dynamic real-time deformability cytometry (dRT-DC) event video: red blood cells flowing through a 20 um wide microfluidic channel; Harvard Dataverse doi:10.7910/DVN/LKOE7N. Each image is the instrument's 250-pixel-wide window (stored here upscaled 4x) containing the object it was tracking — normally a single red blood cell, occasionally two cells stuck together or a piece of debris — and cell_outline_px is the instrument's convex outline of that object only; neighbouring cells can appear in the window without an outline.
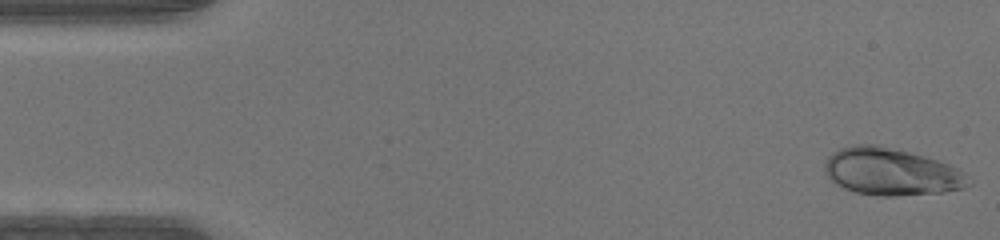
{"species": "human", "species_latin": "Homo sapiens", "temperature_condition": "warm", "stored_images_in_passage": 46, "camera_frame_rate_fps": 3000, "um_per_image_px": 0.085, "donor": {"sex": "male"}, "frame": {"image": 1, "passage_image": 1, "time_ms": 0.0, "image_size_px": [1000, 240], "cell_outline_px": [[972, 184], [964, 188], [944, 192], [896, 196], [876, 196], [856, 192], [844, 188], [836, 184], [824, 172], [824, 164], [828, 156], [832, 152], [840, 148], [852, 144], [876, 144], [924, 156], [948, 164], [964, 172]], "centroid_in_image_um": [75.73, 14.6], "position_along_channel_um": 9.3, "area_um2": 39.65}}
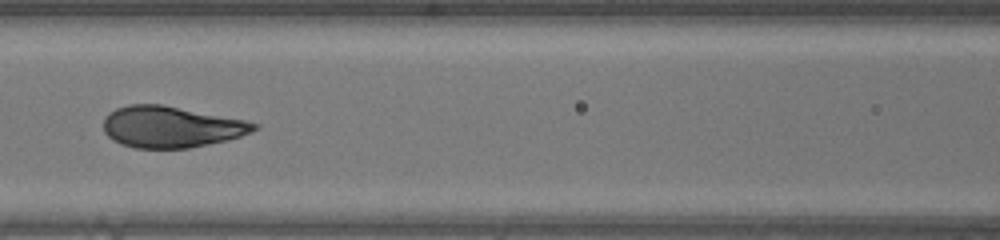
{"frame": {"image": 2, "passage_image": 20, "time_ms": 6.333, "image_size_px": [1000, 240], "cell_outline_px": [[260, 128], [252, 132], [240, 136], [208, 144], [188, 148], [136, 148], [120, 144], [112, 140], [104, 132], [104, 116], [108, 112], [116, 108], [128, 104], [160, 104], [244, 120], [260, 124]], "centroid_in_image_um": [14.51, 10.78], "position_along_channel_um": 152.1, "area_um2": 36.18}}
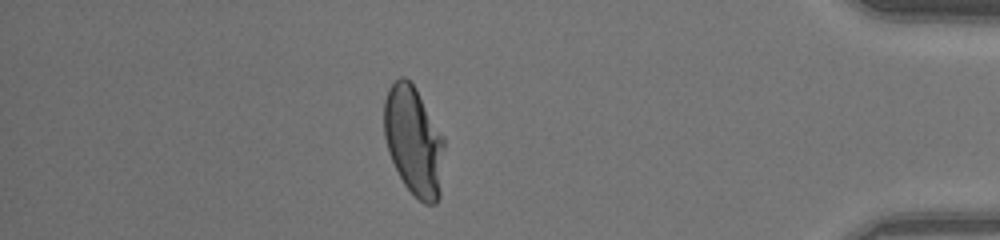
{"frame": {"image": 3, "passage_image": 40, "time_ms": 13.0, "image_size_px": [1000, 240], "cell_outline_px": [[444, 148], [440, 196], [436, 204], [424, 204], [404, 184], [388, 152], [384, 136], [384, 100], [388, 88], [400, 76], [404, 76], [416, 88], [444, 140]], "centroid_in_image_um": [35.15, 11.98], "position_along_channel_um": 400.0, "area_um2": 37.86}}